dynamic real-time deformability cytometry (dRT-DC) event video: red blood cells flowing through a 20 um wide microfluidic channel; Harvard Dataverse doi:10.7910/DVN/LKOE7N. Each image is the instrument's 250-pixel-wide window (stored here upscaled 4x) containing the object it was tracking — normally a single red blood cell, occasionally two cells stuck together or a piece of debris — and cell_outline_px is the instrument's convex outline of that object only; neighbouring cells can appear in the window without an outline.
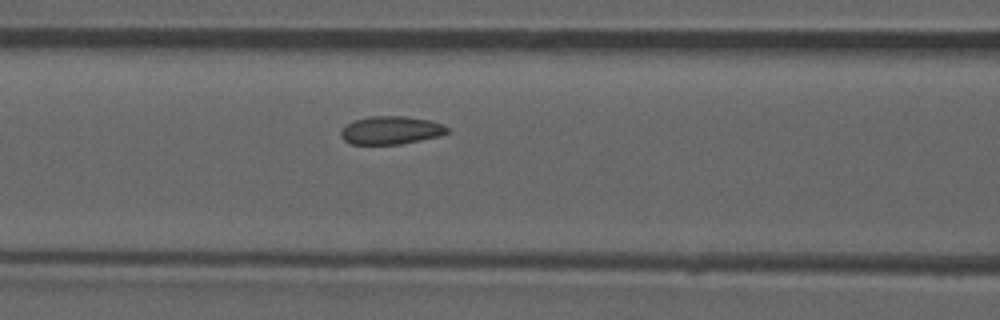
{"species": "common noctule bat (a hibernating species)", "species_latin": "Nyctalus noctula", "temperature_condition": "room temperature", "stored_images_in_passage": 23, "camera_frame_rate_fps": 3000, "um_per_image_px": 0.085, "animal": {"sex": "male", "forearm_length_mm": 52.5}, "frame": {"image": 1, "passage_image": 7, "time_ms": 2.0, "image_size_px": [1000, 320], "cell_outline_px": [[448, 132], [440, 136], [400, 144], [352, 144], [344, 140], [340, 136], [340, 132], [348, 124], [356, 120], [368, 116], [408, 116], [428, 120], [444, 124], [448, 128]], "centroid_in_image_um": [33.25, 11.07], "position_along_channel_um": 133.4, "area_um2": 17.34}}